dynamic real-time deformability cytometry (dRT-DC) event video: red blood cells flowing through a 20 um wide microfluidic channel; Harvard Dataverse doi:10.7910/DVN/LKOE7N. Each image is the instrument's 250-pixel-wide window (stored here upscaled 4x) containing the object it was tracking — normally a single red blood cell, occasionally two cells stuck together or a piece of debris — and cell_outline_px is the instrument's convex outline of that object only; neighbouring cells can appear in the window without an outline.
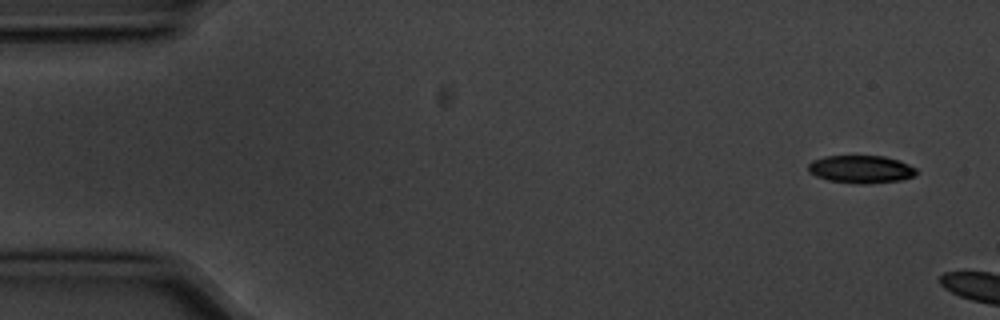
{"species": "common noctule bat (a hibernating species)", "species_latin": "Nyctalus noctula", "temperature_condition": "cold", "stored_images_in_passage": 3, "camera_frame_rate_fps": 3000, "um_per_image_px": 0.085, "animal": {"sex": "male", "body_mass_g": 20.1, "forearm_length_mm": 53.5}, "frame": {"image": 1, "passage_image": 1, "time_ms": 0.0, "image_size_px": [1000, 320], "cell_outline_px": [[916, 172], [912, 176], [900, 180], [864, 184], [856, 184], [828, 180], [816, 176], [808, 172], [808, 164], [812, 160], [824, 156], [884, 156], [908, 164], [916, 168]], "centroid_in_image_um": [73.12, 14.38], "position_along_channel_um": 11.9, "area_um2": 17.4}}